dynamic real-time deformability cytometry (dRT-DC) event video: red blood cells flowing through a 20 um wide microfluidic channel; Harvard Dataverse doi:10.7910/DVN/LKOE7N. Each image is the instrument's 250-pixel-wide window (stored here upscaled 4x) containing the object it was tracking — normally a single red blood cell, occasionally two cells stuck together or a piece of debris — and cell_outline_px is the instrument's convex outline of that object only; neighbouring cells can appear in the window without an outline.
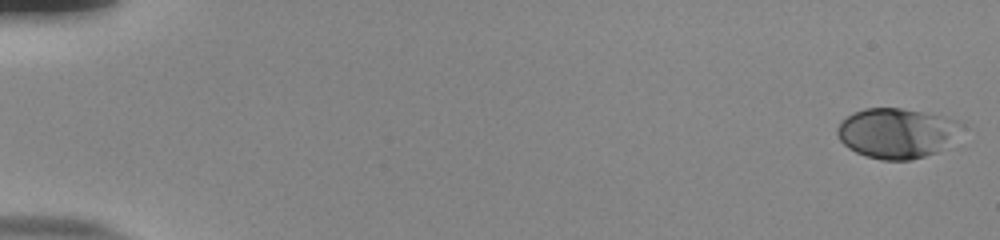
{"species": "human", "species_latin": "Homo sapiens", "temperature_condition": "room temperature", "stored_images_in_passage": 54, "camera_frame_rate_fps": 3000, "um_per_image_px": 0.085, "donor": {"sex": "male"}, "frame": {"image": 1, "passage_image": 1, "time_ms": 0.0, "image_size_px": [1000, 240], "cell_outline_px": [[964, 124], [936, 152], [924, 156], [908, 160], [880, 160], [864, 156], [848, 148], [840, 140], [836, 132], [836, 128], [840, 120], [852, 112], [864, 108], [900, 108], [944, 116], [956, 120]], "centroid_in_image_um": [76.1, 11.3], "position_along_channel_um": 8.9, "area_um2": 35.84}}
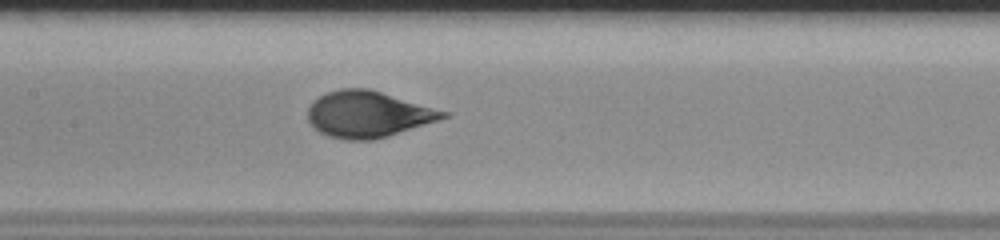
{"frame": {"image": 2, "passage_image": 28, "time_ms": 9.0, "image_size_px": [1000, 240], "cell_outline_px": [[452, 116], [440, 120], [388, 136], [372, 140], [344, 140], [328, 136], [320, 132], [308, 120], [308, 108], [312, 100], [328, 92], [340, 88], [368, 88], [452, 112]], "centroid_in_image_um": [31.34, 9.71], "position_along_channel_um": 176.1, "area_um2": 36.82}}
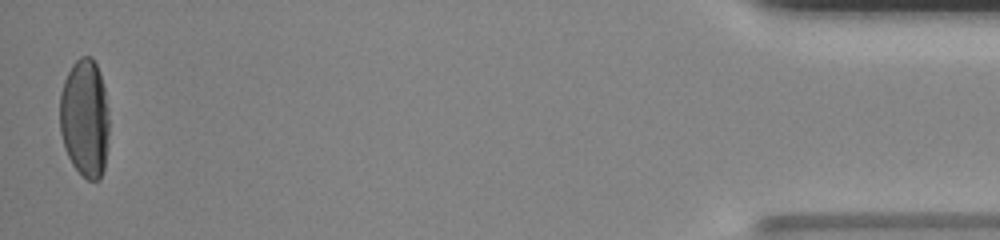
{"frame": {"image": 3, "passage_image": 54, "time_ms": 17.667, "image_size_px": [1000, 240], "cell_outline_px": [[108, 136], [104, 168], [100, 180], [88, 180], [72, 164], [64, 148], [60, 132], [60, 92], [64, 80], [72, 64], [80, 56], [92, 56], [96, 64], [104, 88], [108, 108]], "centroid_in_image_um": [7.2, 10.03], "position_along_channel_um": 428.0, "area_um2": 34.04}, "authors_computed_cell_mechanics": {"area_um2": 35.5759, "velocity_mm_per_s": 3.8206, "shape_relaxation_time_tau1_ms": 4.4295, "shape_relaxation_time_tau2_ms": null, "deformation_change_tau1": 0.2104, "deformation_change_tau2": null}}